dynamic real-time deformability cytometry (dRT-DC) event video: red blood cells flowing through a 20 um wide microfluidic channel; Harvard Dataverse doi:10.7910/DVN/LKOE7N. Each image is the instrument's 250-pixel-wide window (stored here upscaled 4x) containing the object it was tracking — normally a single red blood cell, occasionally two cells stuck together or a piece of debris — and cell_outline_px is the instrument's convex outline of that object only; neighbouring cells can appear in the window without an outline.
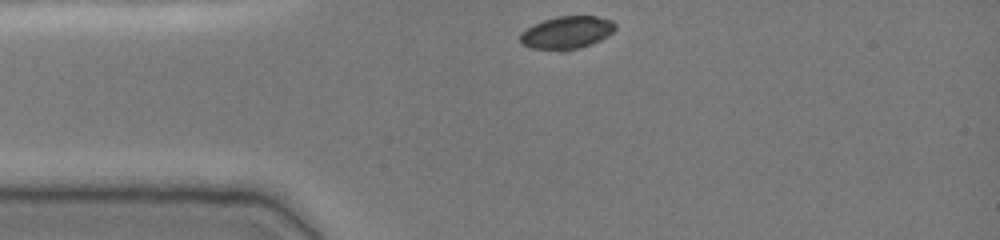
{"species": "common noctule bat (a hibernating species)", "species_latin": "Nyctalus noctula", "temperature_condition": "cold", "stored_images_in_passage": 32, "camera_frame_rate_fps": 3000, "um_per_image_px": 0.085, "animal": {"sex": "female", "body_mass_g": 19.0, "forearm_length_mm": 51.5}, "frame": {"image": 1, "passage_image": 1, "time_ms": 0.0, "image_size_px": [1000, 240], "cell_outline_px": [[616, 28], [608, 36], [592, 44], [564, 52], [560, 52], [532, 48], [520, 44], [520, 32], [532, 24], [556, 16], [596, 16], [612, 20], [616, 24]], "centroid_in_image_um": [48.15, 2.78], "position_along_channel_um": 36.9, "area_um2": 18.55}}
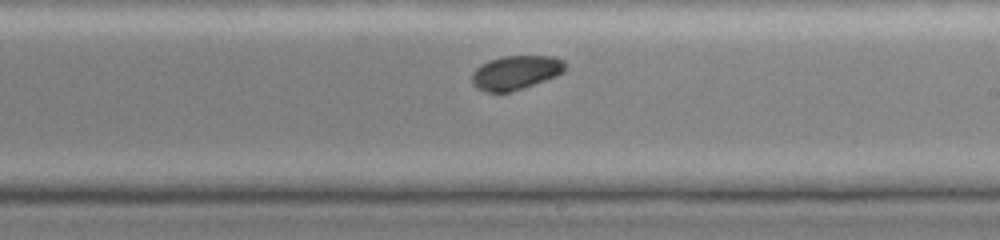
{"frame": {"image": 2, "passage_image": 19, "time_ms": 6.0, "image_size_px": [1000, 240], "cell_outline_px": [[564, 72], [556, 76], [512, 92], [484, 92], [476, 88], [472, 84], [472, 72], [480, 64], [488, 60], [500, 56], [556, 56], [564, 60]], "centroid_in_image_um": [43.8, 6.16], "position_along_channel_um": 245.2, "area_um2": 18.73}}
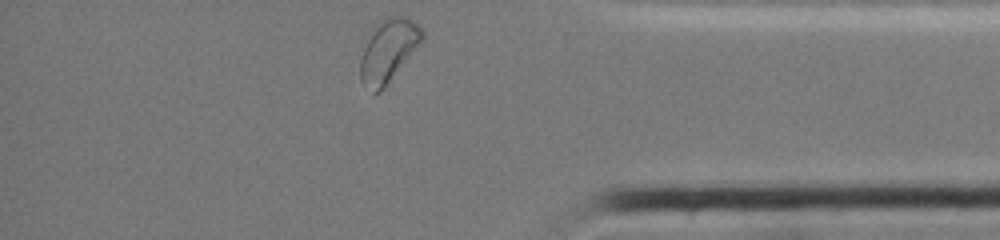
{"frame": {"image": 3, "passage_image": 32, "time_ms": 10.333, "image_size_px": [1000, 240], "cell_outline_px": [[424, 36], [384, 88], [380, 92], [372, 96], [360, 80], [360, 60], [364, 48], [376, 24], [380, 20], [388, 16], [408, 16], [424, 32]], "centroid_in_image_um": [32.96, 4.33], "position_along_channel_um": 402.2, "area_um2": 22.14}, "authors_computed_cell_mechanics": {"area_um2": 19.3341, "velocity_mm_per_s": 3.8479, "shape_relaxation_time_tau1_ms": 2.0315, "shape_relaxation_time_tau2_ms": null, "deformation_change_tau1": 0.0619, "deformation_change_tau2": null}}